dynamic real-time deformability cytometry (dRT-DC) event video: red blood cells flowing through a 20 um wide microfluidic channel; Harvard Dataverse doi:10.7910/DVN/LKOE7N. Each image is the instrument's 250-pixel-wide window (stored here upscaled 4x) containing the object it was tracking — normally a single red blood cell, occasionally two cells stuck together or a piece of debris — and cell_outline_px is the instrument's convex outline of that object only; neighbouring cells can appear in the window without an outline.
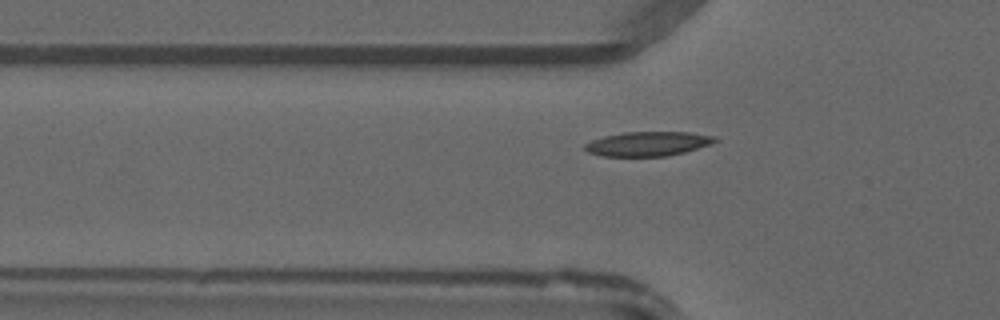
{"species": "common noctule bat (a hibernating species)", "species_latin": "Nyctalus noctula", "temperature_condition": "warm", "stored_images_in_passage": 35, "camera_frame_rate_fps": 3000, "um_per_image_px": 0.085, "animal": {"sex": "male", "forearm_length_mm": 52.5}, "frame": {"image": 1, "passage_image": 3, "time_ms": 0.667, "image_size_px": [1000, 320], "cell_outline_px": [[720, 140], [712, 144], [684, 152], [668, 156], [604, 156], [588, 152], [584, 148], [584, 144], [592, 140], [604, 136], [624, 132], [688, 132], [716, 136]], "centroid_in_image_um": [55.11, 12.22], "position_along_channel_um": 70.7, "area_um2": 18.55}}
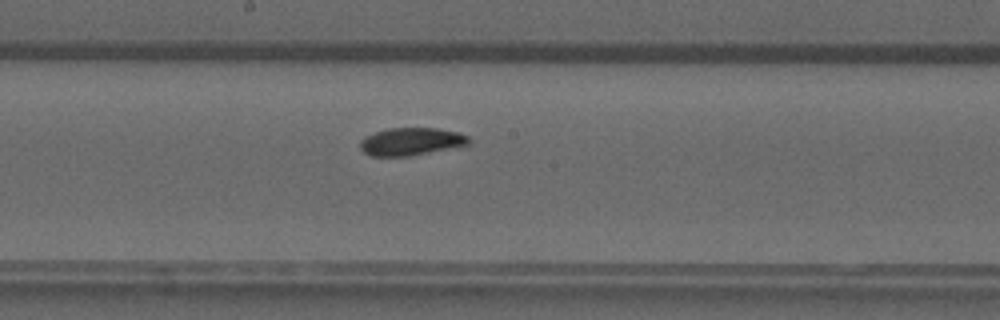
{"frame": {"image": 2, "passage_image": 13, "time_ms": 4.0, "image_size_px": [1000, 320], "cell_outline_px": [[472, 140], [468, 144], [408, 156], [368, 156], [360, 148], [360, 140], [364, 136], [388, 128], [440, 128], [460, 132], [468, 136]], "centroid_in_image_um": [34.92, 12.02], "position_along_channel_um": 213.3, "area_um2": 17.51}}
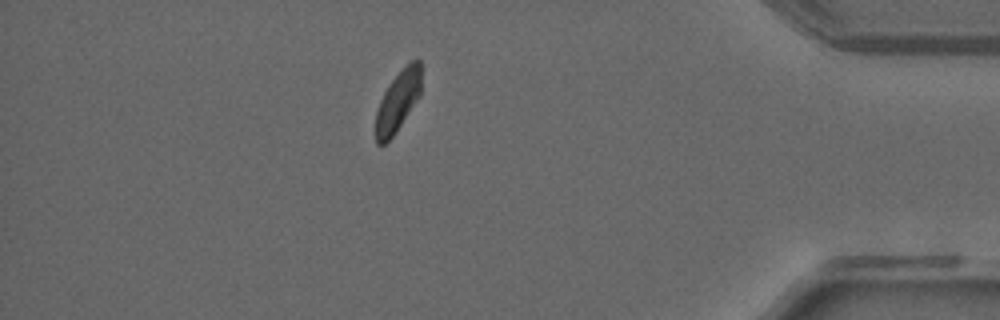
{"frame": {"image": 3, "passage_image": 29, "time_ms": 9.333, "image_size_px": [1000, 320], "cell_outline_px": [[420, 96], [392, 136], [384, 144], [376, 144], [376, 112], [380, 100], [388, 84], [404, 64], [412, 60], [420, 60]], "centroid_in_image_um": [33.81, 8.55], "position_along_channel_um": 401.4, "area_um2": 15.9}}